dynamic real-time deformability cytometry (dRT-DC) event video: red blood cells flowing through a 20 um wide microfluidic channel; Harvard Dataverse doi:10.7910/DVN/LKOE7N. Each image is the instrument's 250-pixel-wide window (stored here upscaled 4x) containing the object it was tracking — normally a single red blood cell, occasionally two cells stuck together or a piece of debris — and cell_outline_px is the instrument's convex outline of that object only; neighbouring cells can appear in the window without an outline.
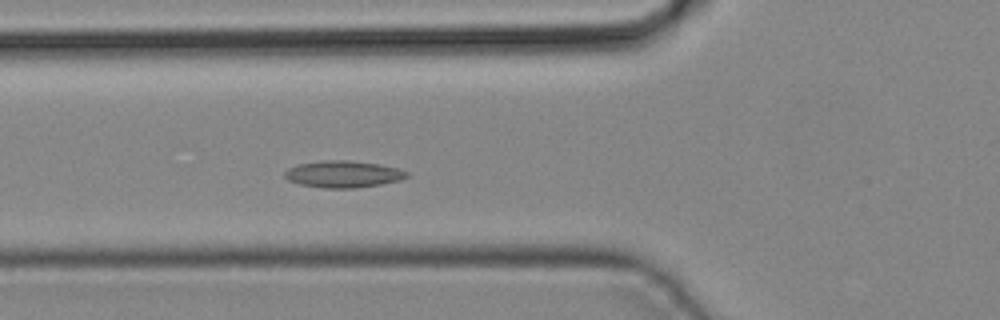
{"species": "common noctule bat (a hibernating species)", "species_latin": "Nyctalus noctula", "temperature_condition": "cold", "stored_images_in_passage": 34, "camera_frame_rate_fps": 3000, "um_per_image_px": 0.085, "animal": {"sex": "male", "body_mass_g": 19.2, "forearm_length_mm": 51.8}, "frame": {"image": 1, "passage_image": 7, "time_ms": 2.0, "image_size_px": [1000, 320], "cell_outline_px": [[408, 176], [400, 180], [380, 184], [356, 188], [324, 188], [300, 184], [288, 180], [284, 176], [284, 172], [288, 168], [296, 164], [324, 160], [348, 160], [380, 164], [396, 168], [408, 172]], "centroid_in_image_um": [29.14, 14.79], "position_along_channel_um": 96.7, "area_um2": 19.07}}
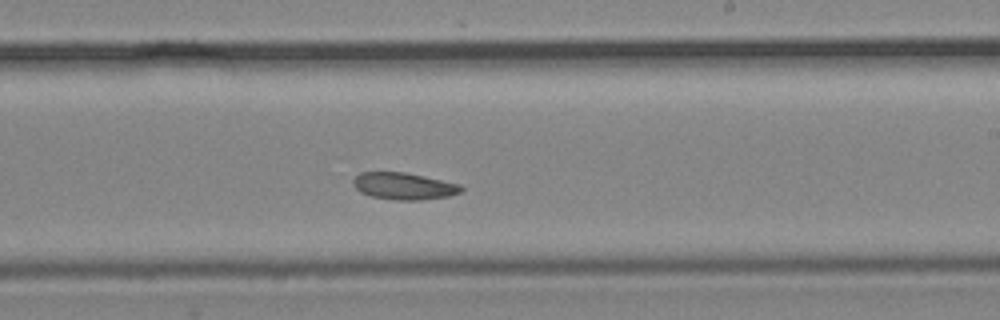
{"frame": {"image": 2, "passage_image": 17, "time_ms": 5.333, "image_size_px": [1000, 320], "cell_outline_px": [[464, 188], [460, 192], [448, 196], [420, 200], [396, 200], [372, 196], [360, 192], [352, 184], [352, 180], [360, 172], [404, 172], [460, 184]], "centroid_in_image_um": [34.3, 15.81], "position_along_channel_um": 254.7, "area_um2": 16.82}}
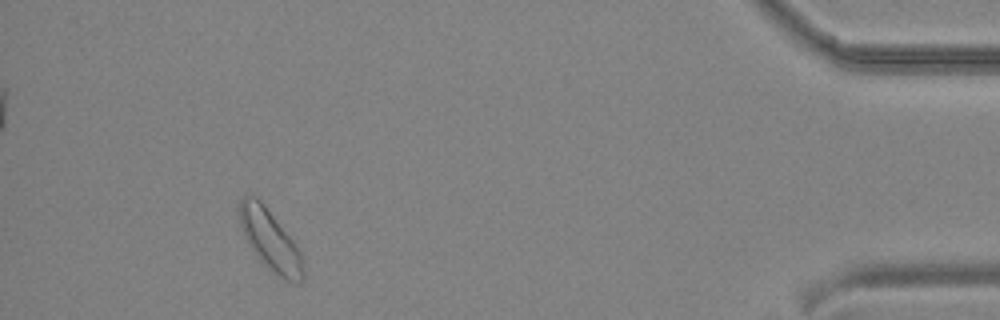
{"frame": {"image": 3, "passage_image": 31, "time_ms": 10.0, "image_size_px": [1000, 320], "cell_outline_px": [[304, 276], [300, 284], [288, 280], [280, 276], [268, 268], [260, 260], [248, 244], [244, 236], [236, 212], [240, 200], [244, 192], [256, 196], [264, 204], [292, 240], [300, 252], [304, 268]], "centroid_in_image_um": [22.9, 20.34], "position_along_channel_um": 412.3, "area_um2": 22.54}}